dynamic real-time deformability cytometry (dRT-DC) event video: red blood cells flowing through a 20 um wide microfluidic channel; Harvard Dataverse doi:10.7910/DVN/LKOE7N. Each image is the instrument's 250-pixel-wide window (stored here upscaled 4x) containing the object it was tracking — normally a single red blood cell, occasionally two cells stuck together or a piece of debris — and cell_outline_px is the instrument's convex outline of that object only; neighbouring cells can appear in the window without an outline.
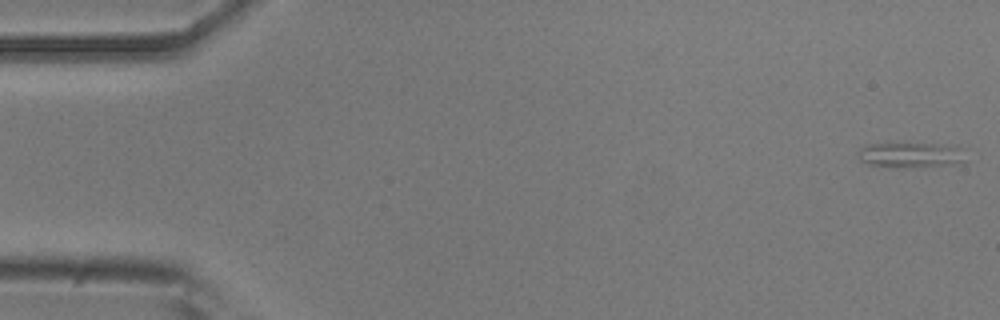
{"species": "common noctule bat (a hibernating species)", "species_latin": "Nyctalus noctula", "temperature_condition": "room temperature", "stored_images_in_passage": 52, "camera_frame_rate_fps": 3000, "um_per_image_px": 0.085, "animal": {"sex": "male", "body_mass_g": 20.5, "forearm_length_mm": 52.5}, "frame": {"image": 1, "passage_image": 1, "time_ms": 0.0, "image_size_px": [1000, 320], "cell_outline_px": [[968, 148], [960, 164], [868, 164], [860, 160], [860, 148], [868, 144], [956, 144]], "centroid_in_image_um": [77.57, 13.09], "position_along_channel_um": 7.4, "area_um2": 14.74}}